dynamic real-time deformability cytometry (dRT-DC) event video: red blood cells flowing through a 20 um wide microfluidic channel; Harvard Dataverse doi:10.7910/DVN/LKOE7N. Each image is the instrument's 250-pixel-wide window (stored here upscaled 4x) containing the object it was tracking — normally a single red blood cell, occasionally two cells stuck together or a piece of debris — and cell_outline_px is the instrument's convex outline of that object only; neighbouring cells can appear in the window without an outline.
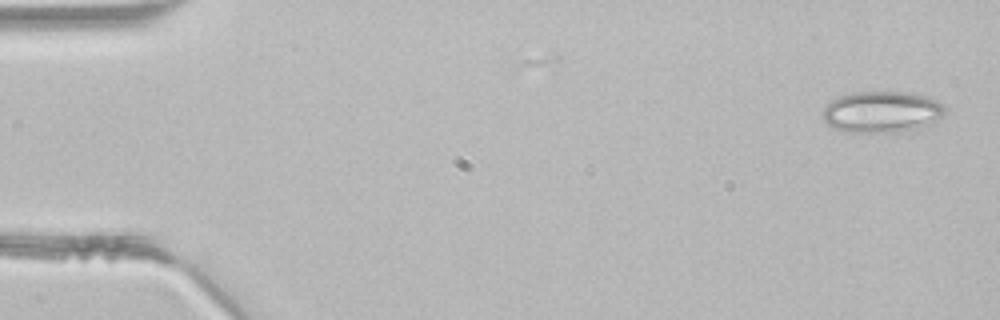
{"species": "common noctule bat (a hibernating species)", "species_latin": "Nyctalus noctula", "temperature_condition": "room temperature", "stored_images_in_passage": 4, "camera_frame_rate_fps": 3000, "um_per_image_px": 0.085, "animal": {"sex": "male", "body_mass_g": 21.5, "forearm_length_mm": 52.0}, "frame": {"image": 1, "passage_image": 1, "time_ms": 0.0, "image_size_px": [1000, 320], "cell_outline_px": [[944, 112], [936, 124], [916, 128], [892, 132], [844, 132], [832, 128], [824, 124], [820, 112], [832, 96], [848, 92], [912, 92], [936, 100], [944, 108]], "centroid_in_image_um": [74.84, 9.5], "position_along_channel_um": 10.2, "area_um2": 30.23}}